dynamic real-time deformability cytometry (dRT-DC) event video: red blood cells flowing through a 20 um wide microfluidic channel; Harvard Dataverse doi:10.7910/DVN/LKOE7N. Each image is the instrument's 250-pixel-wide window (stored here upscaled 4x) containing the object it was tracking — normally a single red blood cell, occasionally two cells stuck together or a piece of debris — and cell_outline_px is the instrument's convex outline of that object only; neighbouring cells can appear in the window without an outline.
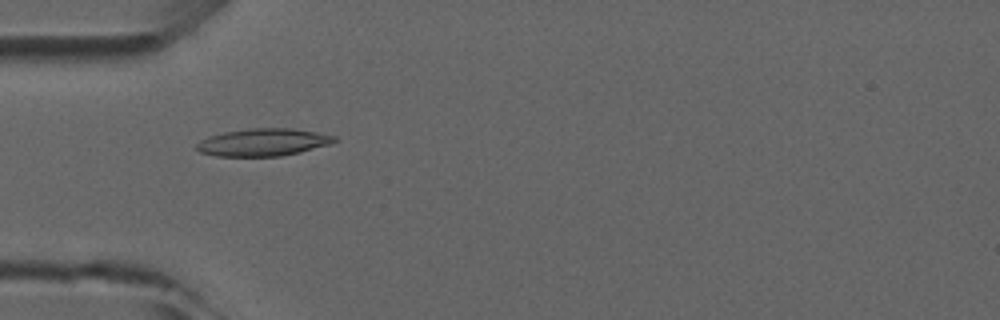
{"species": "common noctule bat (a hibernating species)", "species_latin": "Nyctalus noctula", "temperature_condition": "room temperature", "stored_images_in_passage": 6, "camera_frame_rate_fps": 3000, "um_per_image_px": 0.085, "animal": {"sex": "male", "forearm_length_mm": 52.5}, "frame": {"image": 1, "passage_image": 3, "time_ms": 2.333, "image_size_px": [1000, 320], "cell_outline_px": [[340, 140], [332, 144], [300, 152], [280, 156], [216, 156], [200, 152], [196, 148], [196, 144], [200, 140], [208, 136], [224, 132], [252, 128], [292, 128], [316, 132], [336, 136]], "centroid_in_image_um": [22.4, 12.09], "position_along_channel_um": 62.6, "area_um2": 22.2}}
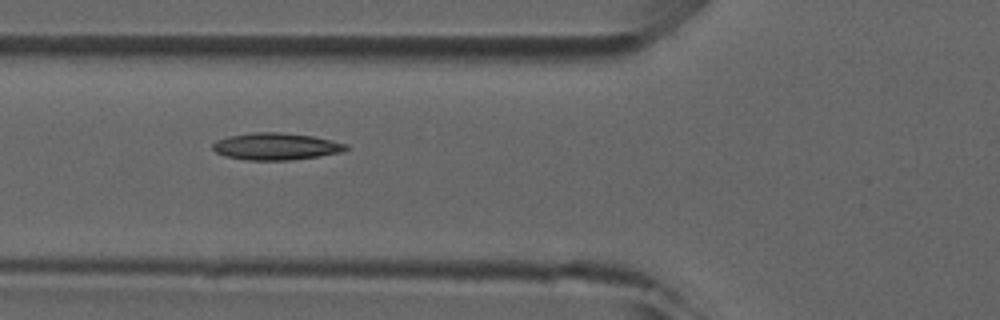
{"frame": {"image": 2, "passage_image": 4, "time_ms": 3.333, "image_size_px": [1000, 320], "cell_outline_px": [[348, 148], [340, 152], [320, 156], [288, 160], [248, 160], [224, 156], [216, 152], [212, 148], [212, 144], [216, 140], [228, 136], [256, 132], [280, 132], [312, 136], [332, 140], [348, 144]], "centroid_in_image_um": [23.44, 12.44], "position_along_channel_um": 102.4, "area_um2": 20.92}}
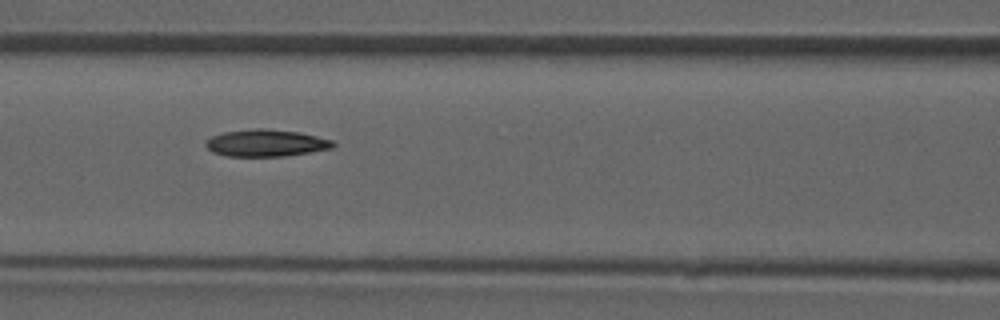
{"frame": {"image": 3, "passage_image": 5, "time_ms": 4.333, "image_size_px": [1000, 320], "cell_outline_px": [[336, 144], [332, 148], [284, 156], [228, 156], [212, 152], [204, 144], [204, 140], [212, 136], [224, 132], [256, 128], [264, 128], [300, 132], [332, 140]], "centroid_in_image_um": [22.58, 12.15], "position_along_channel_um": 144.0, "area_um2": 20.0}}